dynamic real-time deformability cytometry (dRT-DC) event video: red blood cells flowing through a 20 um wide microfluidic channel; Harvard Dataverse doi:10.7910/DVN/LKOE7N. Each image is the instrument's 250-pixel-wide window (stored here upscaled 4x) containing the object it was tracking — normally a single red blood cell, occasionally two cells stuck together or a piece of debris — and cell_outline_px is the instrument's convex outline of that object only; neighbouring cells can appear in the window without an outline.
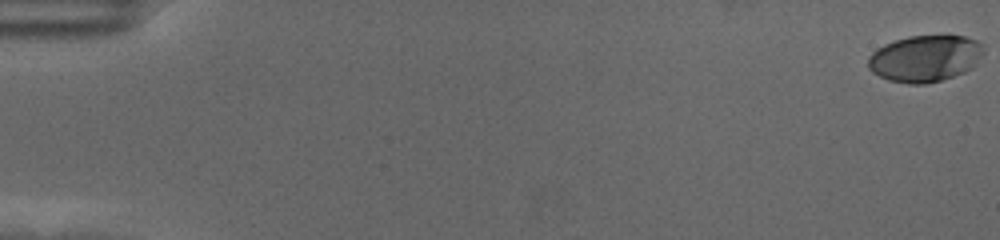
{"species": "human", "species_latin": "Homo sapiens", "temperature_condition": "cold", "stored_images_in_passage": 60, "camera_frame_rate_fps": 3000, "um_per_image_px": 0.085, "donor": {"sex": "female"}, "frame": {"image": 1, "passage_image": 1, "time_ms": 0.0, "image_size_px": [1000, 240], "cell_outline_px": [[984, 52], [976, 64], [972, 68], [964, 72], [940, 80], [924, 84], [908, 84], [888, 80], [872, 72], [868, 68], [868, 56], [876, 48], [884, 44], [908, 36], [964, 36], [976, 40], [984, 44]], "centroid_in_image_um": [78.62, 4.96], "position_along_channel_um": 6.4, "area_um2": 31.44}}
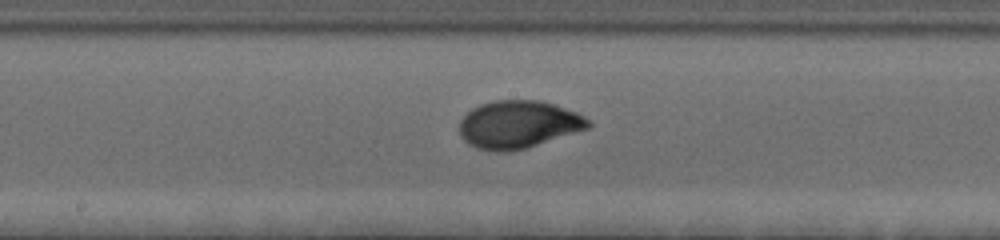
{"frame": {"image": 2, "passage_image": 33, "time_ms": 10.667, "image_size_px": [1000, 240], "cell_outline_px": [[592, 124], [588, 128], [524, 148], [508, 152], [496, 152], [476, 148], [468, 144], [460, 136], [460, 120], [472, 108], [480, 104], [496, 100], [540, 100], [556, 104], [576, 112], [584, 116]], "centroid_in_image_um": [44.03, 10.57], "position_along_channel_um": 204.2, "area_um2": 35.66}}
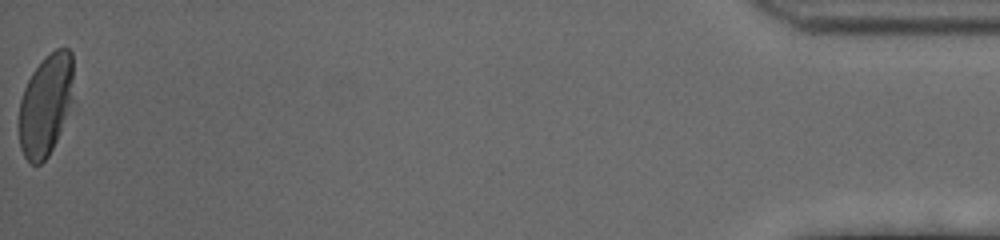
{"frame": {"image": 3, "passage_image": 60, "time_ms": 19.667, "image_size_px": [1000, 240], "cell_outline_px": [[72, 80], [68, 100], [60, 132], [48, 156], [40, 164], [32, 164], [24, 156], [20, 148], [20, 100], [24, 88], [32, 72], [44, 56], [56, 48], [68, 48], [72, 52]], "centroid_in_image_um": [3.83, 8.88], "position_along_channel_um": 431.4, "area_um2": 31.15}, "authors_computed_cell_mechanics": {"area_um2": 33.3795, "velocity_mm_per_s": 3.5065, "shape_relaxation_time_tau1_ms": 2.851, "shape_relaxation_time_tau2_ms": null, "deformation_change_tau1": 0.1614, "deformation_change_tau2": null}}